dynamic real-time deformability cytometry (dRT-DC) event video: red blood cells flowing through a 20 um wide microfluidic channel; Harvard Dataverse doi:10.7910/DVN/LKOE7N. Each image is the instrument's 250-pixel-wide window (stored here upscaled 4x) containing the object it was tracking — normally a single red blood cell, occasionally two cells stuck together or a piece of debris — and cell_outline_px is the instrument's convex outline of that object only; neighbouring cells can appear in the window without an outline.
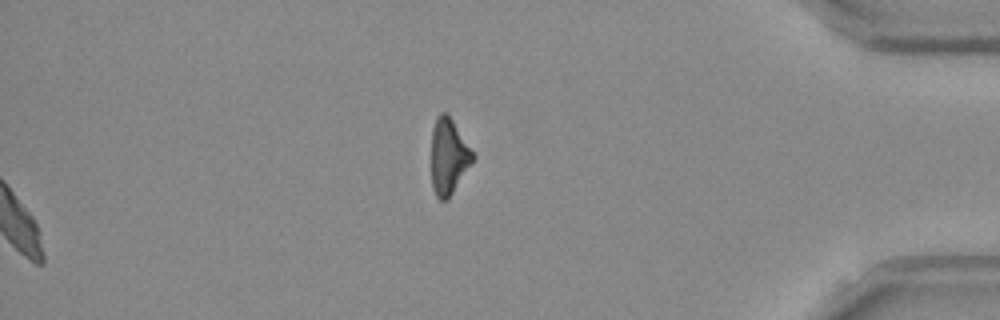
{"species": "Egyptian fruit bat (a non-hibernating species)", "species_latin": "Rousettus aegyptiacus", "temperature_condition": "room temperature", "stored_images_in_passage": 38, "segment_of_instrument_passage": [2, 2], "camera_frame_rate_fps": 3000, "um_per_image_px": 0.085, "frame": {"image": 1, "passage_image": 38, "time_ms": 12.333, "image_size_px": [1000, 320], "cell_outline_px": [[476, 156], [448, 200], [440, 200], [436, 196], [432, 188], [432, 128], [436, 116], [440, 112], [448, 112]], "centroid_in_image_um": [38.13, 13.27], "position_along_channel_um": 397.1, "area_um2": 18.44}}